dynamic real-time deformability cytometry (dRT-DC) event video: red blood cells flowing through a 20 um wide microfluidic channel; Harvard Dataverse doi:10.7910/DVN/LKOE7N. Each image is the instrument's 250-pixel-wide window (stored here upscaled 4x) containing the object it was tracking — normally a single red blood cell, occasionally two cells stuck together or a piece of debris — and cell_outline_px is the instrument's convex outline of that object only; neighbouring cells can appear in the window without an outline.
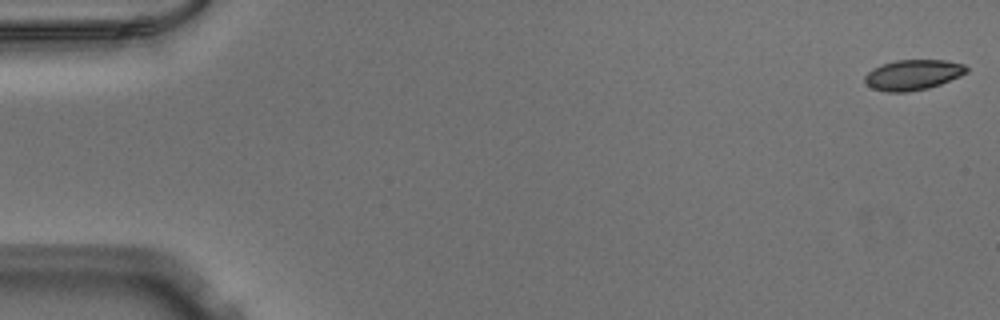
{"species": "Egyptian fruit bat (a non-hibernating species)", "species_latin": "Rousettus aegyptiacus", "temperature_condition": "warm", "stored_images_in_passage": 52, "camera_frame_rate_fps": 3000, "um_per_image_px": 0.085, "animal": {"sex": "male"}, "frame": {"image": 1, "passage_image": 1, "time_ms": 0.0, "image_size_px": [1000, 320], "cell_outline_px": [[968, 72], [960, 76], [940, 84], [928, 88], [904, 92], [888, 92], [872, 88], [864, 80], [864, 76], [872, 68], [880, 64], [896, 60], [944, 60], [964, 64], [968, 68]], "centroid_in_image_um": [77.59, 6.35], "position_along_channel_um": 7.4, "area_um2": 17.98}}
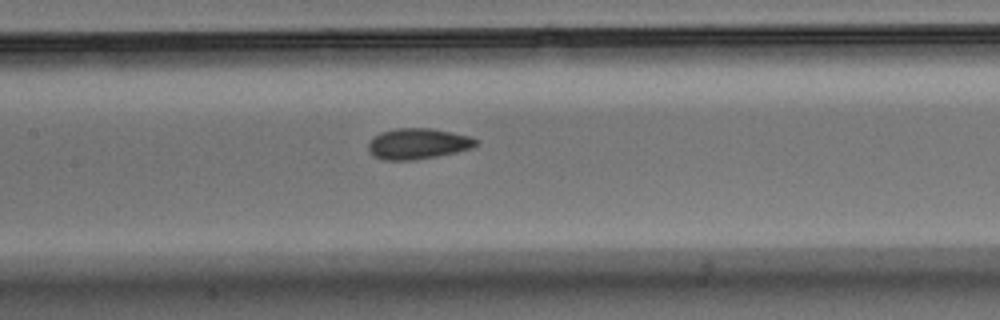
{"frame": {"image": 2, "passage_image": 25, "time_ms": 8.0, "image_size_px": [1000, 320], "cell_outline_px": [[476, 144], [472, 148], [456, 152], [436, 156], [412, 160], [384, 160], [372, 156], [368, 152], [368, 144], [372, 136], [380, 132], [396, 128], [432, 128], [472, 136], [476, 140]], "centroid_in_image_um": [35.47, 12.21], "position_along_channel_um": 171.9, "area_um2": 19.48}}
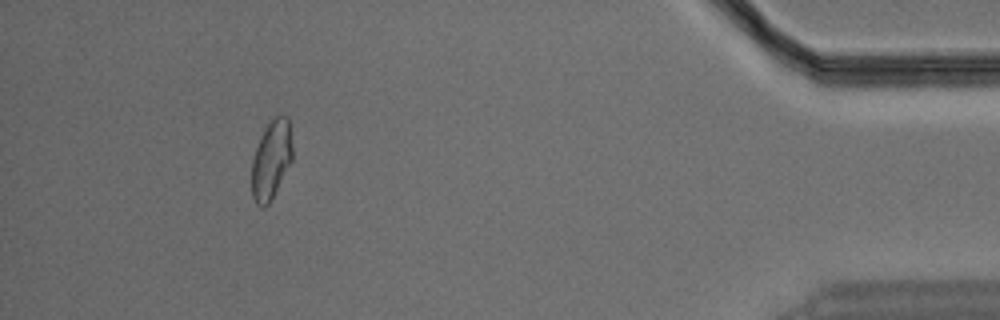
{"frame": {"image": 3, "passage_image": 48, "time_ms": 15.667, "image_size_px": [1000, 320], "cell_outline_px": [[292, 160], [268, 204], [264, 208], [260, 208], [256, 204], [252, 196], [252, 160], [260, 136], [264, 128], [276, 116], [288, 116], [292, 148]], "centroid_in_image_um": [23.04, 13.59], "position_along_channel_um": 412.2, "area_um2": 18.44}}